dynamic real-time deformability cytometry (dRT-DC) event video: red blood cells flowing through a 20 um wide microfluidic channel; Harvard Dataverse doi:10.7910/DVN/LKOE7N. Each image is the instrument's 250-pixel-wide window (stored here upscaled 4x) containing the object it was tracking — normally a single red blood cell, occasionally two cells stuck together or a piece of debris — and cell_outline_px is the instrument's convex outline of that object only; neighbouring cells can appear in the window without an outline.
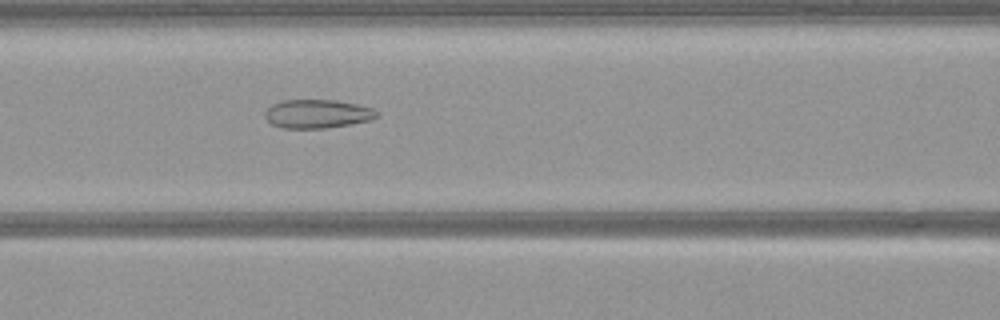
{"species": "common noctule bat (a hibernating species)", "species_latin": "Nyctalus noctula", "temperature_condition": "warm", "stored_images_in_passage": 47, "camera_frame_rate_fps": 3000, "um_per_image_px": 0.085, "animal": {"sex": "female", "body_mass_g": 21.9}, "frame": {"image": 1, "passage_image": 16, "time_ms": 5.0, "image_size_px": [1000, 320], "cell_outline_px": [[380, 116], [372, 120], [352, 124], [324, 128], [284, 128], [272, 124], [264, 116], [264, 112], [272, 104], [284, 100], [336, 100], [356, 104], [372, 108], [380, 112]], "centroid_in_image_um": [27.02, 9.67], "position_along_channel_um": 139.6, "area_um2": 18.79}}
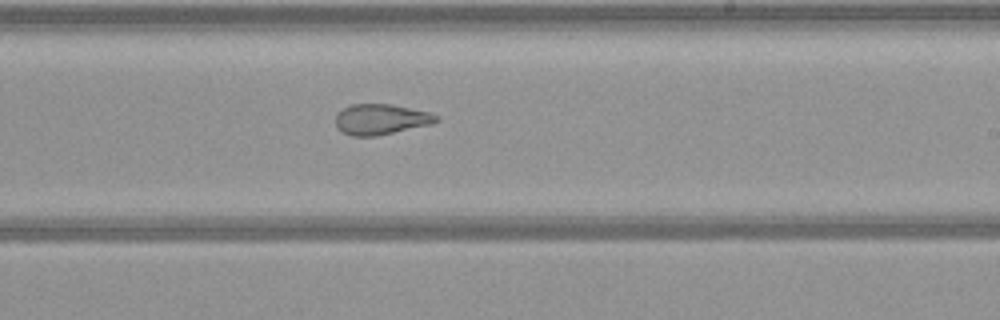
{"frame": {"image": 2, "passage_image": 25, "time_ms": 8.0, "image_size_px": [1000, 320], "cell_outline_px": [[440, 120], [432, 124], [376, 136], [352, 136], [336, 128], [336, 112], [352, 104], [392, 104], [428, 112], [440, 116]], "centroid_in_image_um": [32.38, 10.14], "position_along_channel_um": 256.6, "area_um2": 17.98}}
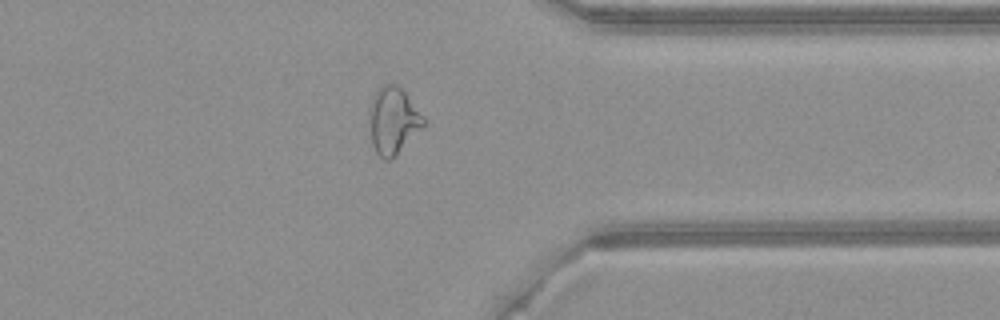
{"frame": {"image": 3, "passage_image": 35, "time_ms": 11.333, "image_size_px": [1000, 320], "cell_outline_px": [[428, 120], [396, 156], [392, 160], [384, 160], [376, 152], [372, 144], [368, 116], [368, 108], [372, 96], [384, 84], [396, 84], [404, 92]], "centroid_in_image_um": [33.4, 10.26], "position_along_channel_um": 378.0, "area_um2": 21.27}}